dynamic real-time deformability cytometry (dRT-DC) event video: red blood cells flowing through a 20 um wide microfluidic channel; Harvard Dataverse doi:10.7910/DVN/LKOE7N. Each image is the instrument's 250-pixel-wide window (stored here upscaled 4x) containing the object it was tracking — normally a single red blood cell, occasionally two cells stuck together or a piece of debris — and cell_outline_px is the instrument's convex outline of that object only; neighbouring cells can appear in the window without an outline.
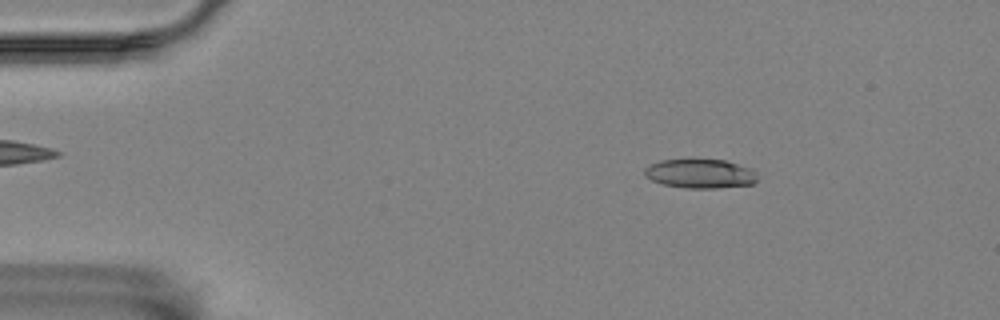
{"species": "Egyptian fruit bat (a non-hibernating species)", "species_latin": "Rousettus aegyptiacus", "temperature_condition": "room temperature", "stored_images_in_passage": 56, "camera_frame_rate_fps": 3000, "um_per_image_px": 0.085, "animal": {"sex": "female"}, "frame": {"image": 1, "passage_image": 8, "time_ms": 2.333, "image_size_px": [1000, 320], "cell_outline_px": [[756, 180], [752, 184], [716, 188], [684, 188], [664, 184], [652, 180], [644, 176], [644, 168], [648, 164], [660, 160], [724, 160], [752, 168], [756, 172]], "centroid_in_image_um": [59.49, 14.76], "position_along_channel_um": 25.5, "area_um2": 19.13}}
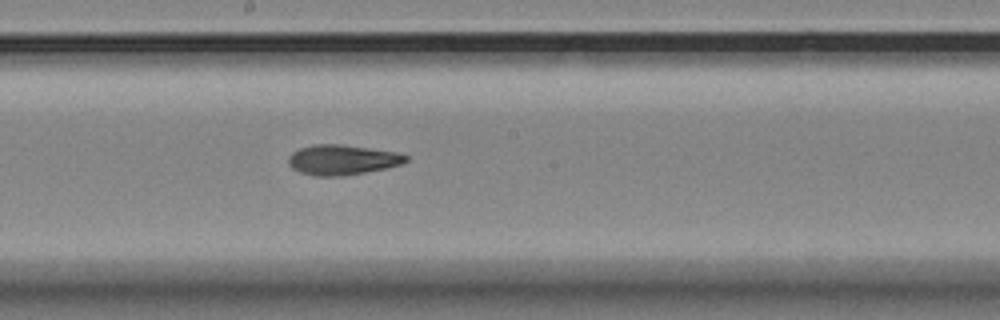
{"frame": {"image": 2, "passage_image": 30, "time_ms": 9.667, "image_size_px": [1000, 320], "cell_outline_px": [[408, 160], [400, 164], [384, 168], [344, 176], [312, 176], [300, 172], [292, 168], [288, 164], [288, 156], [292, 152], [300, 148], [316, 144], [340, 144], [396, 152], [408, 156]], "centroid_in_image_um": [29.04, 13.59], "position_along_channel_um": 219.2, "area_um2": 20.46}}
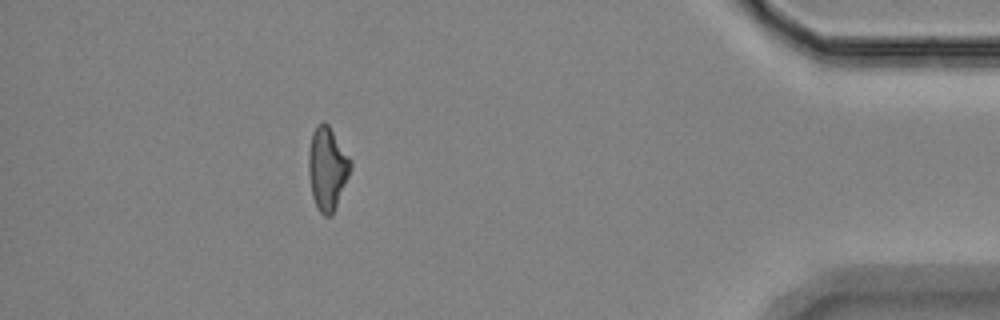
{"frame": {"image": 3, "passage_image": 50, "time_ms": 16.333, "image_size_px": [1000, 320], "cell_outline_px": [[352, 168], [332, 216], [324, 216], [316, 208], [312, 196], [308, 172], [308, 152], [312, 132], [316, 124], [324, 120], [328, 124], [352, 160]], "centroid_in_image_um": [27.81, 14.31], "position_along_channel_um": 407.4, "area_um2": 20.63}, "authors_computed_cell_mechanics": {"area_um2": 20.1144, "velocity_mm_per_s": 3.5402, "shape_relaxation_time_tau1_ms": 6.777, "shape_relaxation_time_tau2_ms": 4.2023, "deformation_change_tau1": 0.1884, "deformation_change_tau2": 0.1289}}